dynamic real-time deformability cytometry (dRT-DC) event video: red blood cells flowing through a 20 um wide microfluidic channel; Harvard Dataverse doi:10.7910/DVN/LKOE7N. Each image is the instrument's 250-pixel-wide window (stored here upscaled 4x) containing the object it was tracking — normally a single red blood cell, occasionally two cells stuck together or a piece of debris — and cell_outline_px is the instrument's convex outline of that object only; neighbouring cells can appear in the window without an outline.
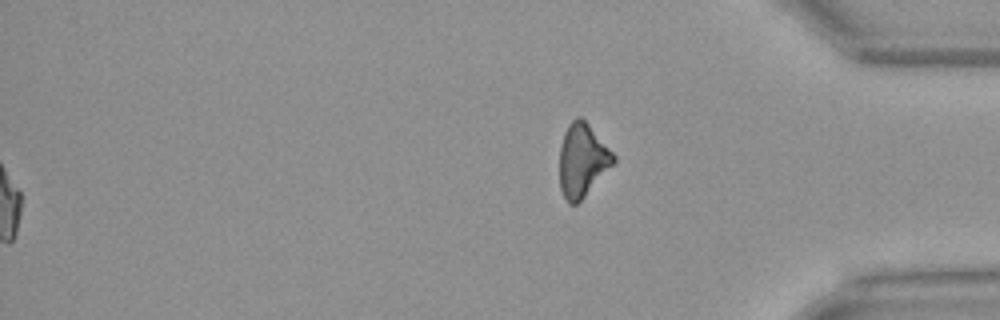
{"species": "Egyptian fruit bat (a non-hibernating species)", "species_latin": "Rousettus aegyptiacus", "temperature_condition": "warm", "stored_images_in_passage": 51, "segment_of_instrument_passage": [2, 2], "camera_frame_rate_fps": 3000, "um_per_image_px": 0.085, "animal": {"sex": "female"}, "frame": {"image": 1, "passage_image": 51, "time_ms": 16.667, "image_size_px": [1000, 320], "cell_outline_px": [[616, 160], [584, 196], [576, 204], [568, 204], [560, 188], [560, 148], [564, 132], [568, 124], [576, 116], [580, 116], [588, 124], [616, 156]], "centroid_in_image_um": [49.48, 13.6], "position_along_channel_um": 385.7, "area_um2": 22.54}}